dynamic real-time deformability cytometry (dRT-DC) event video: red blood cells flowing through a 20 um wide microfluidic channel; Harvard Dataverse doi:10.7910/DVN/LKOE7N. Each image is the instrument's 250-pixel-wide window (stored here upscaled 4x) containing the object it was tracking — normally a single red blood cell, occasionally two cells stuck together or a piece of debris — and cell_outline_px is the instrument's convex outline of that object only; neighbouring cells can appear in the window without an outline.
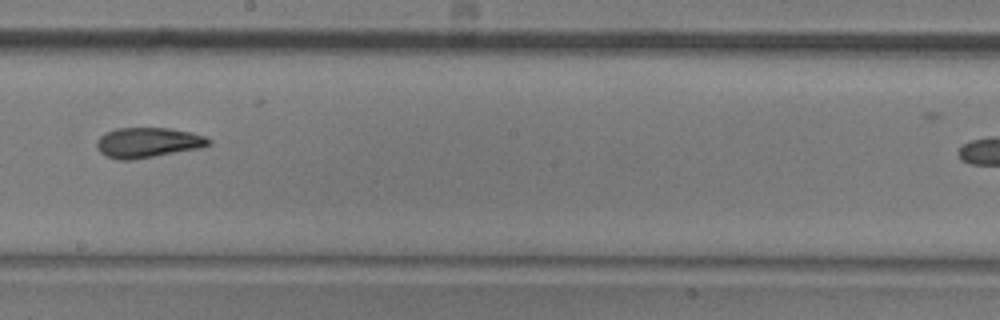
{"species": "common noctule bat (a hibernating species)", "species_latin": "Nyctalus noctula", "temperature_condition": "room temperature", "stored_images_in_passage": 9, "segment_of_instrument_passage": [1, 2], "camera_frame_rate_fps": 3000, "um_per_image_px": 0.085, "animal": {"sex": "male", "body_mass_g": 20.5, "forearm_length_mm": 52.5}, "frame": {"image": 1, "passage_image": 8, "time_ms": 2.333, "image_size_px": [1000, 320], "cell_outline_px": [[212, 144], [200, 148], [132, 160], [120, 160], [108, 156], [100, 152], [96, 144], [96, 140], [104, 132], [116, 128], [168, 128], [192, 132], [204, 136], [212, 140]], "centroid_in_image_um": [12.57, 12.11], "position_along_channel_um": 235.6, "area_um2": 19.71}}